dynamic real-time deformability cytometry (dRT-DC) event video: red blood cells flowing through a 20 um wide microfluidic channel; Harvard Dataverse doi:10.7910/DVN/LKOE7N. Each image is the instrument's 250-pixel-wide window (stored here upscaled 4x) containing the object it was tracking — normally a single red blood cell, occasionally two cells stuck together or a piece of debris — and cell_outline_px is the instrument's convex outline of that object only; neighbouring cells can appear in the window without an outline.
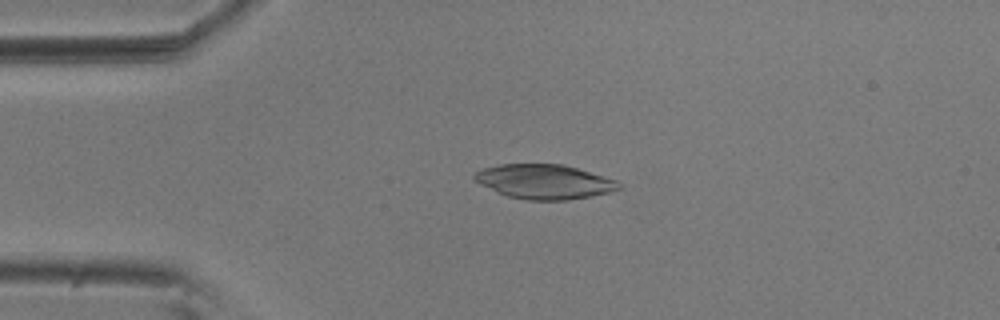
{"species": "common noctule bat (a hibernating species)", "species_latin": "Nyctalus noctula", "temperature_condition": "room temperature", "stored_images_in_passage": 45, "camera_frame_rate_fps": 3000, "um_per_image_px": 0.085, "animal": {"sex": "male", "body_mass_g": 20.5, "forearm_length_mm": 52.5}, "frame": {"image": 1, "passage_image": 3, "time_ms": 0.667, "image_size_px": [1000, 320], "cell_outline_px": [[624, 184], [620, 188], [608, 192], [592, 196], [568, 200], [528, 200], [508, 196], [480, 184], [472, 176], [476, 172], [484, 168], [500, 164], [560, 164], [576, 168], [616, 180]], "centroid_in_image_um": [46.28, 15.44], "position_along_channel_um": 38.7, "area_um2": 28.73}}
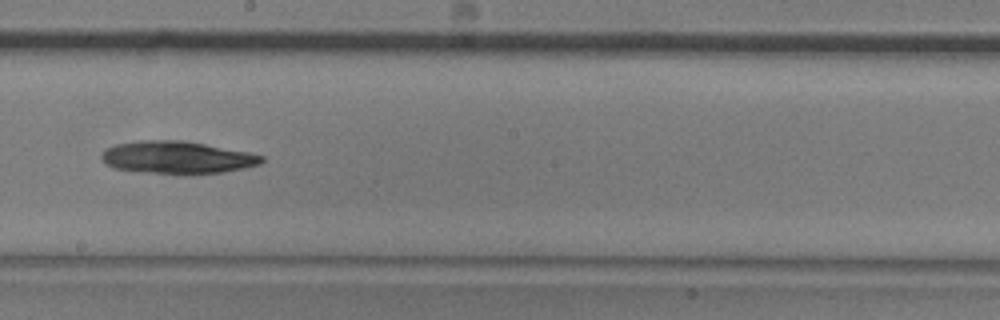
{"frame": {"image": 2, "passage_image": 21, "time_ms": 6.667, "image_size_px": [1000, 320], "cell_outline_px": [[264, 160], [260, 164], [244, 168], [224, 172], [180, 176], [140, 172], [112, 168], [100, 156], [108, 148], [116, 144], [140, 140], [184, 140], [248, 152], [264, 156]], "centroid_in_image_um": [15.08, 13.41], "position_along_channel_um": 233.1, "area_um2": 30.81}}
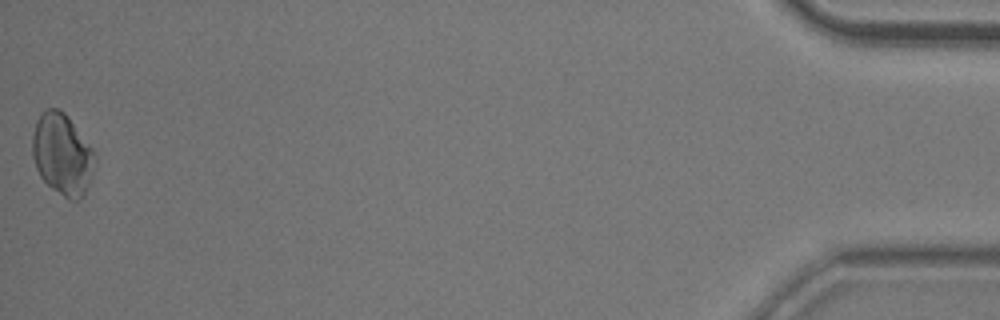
{"frame": {"image": 3, "passage_image": 45, "time_ms": 14.667, "image_size_px": [1000, 320], "cell_outline_px": [[96, 160], [92, 176], [84, 196], [80, 200], [68, 200], [52, 188], [40, 176], [36, 168], [32, 156], [32, 136], [36, 120], [40, 112], [44, 108], [60, 108], [68, 116], [92, 148], [96, 156]], "centroid_in_image_um": [5.29, 13.1], "position_along_channel_um": 429.9, "area_um2": 30.06}, "authors_computed_cell_mechanics": {"area_um2": 29.4202, "velocity_mm_per_s": 3.6788, "shape_relaxation_time_tau1_ms": 9.0878, "shape_relaxation_time_tau2_ms": null, "deformation_change_tau1": 0.1719, "deformation_change_tau2": null}}